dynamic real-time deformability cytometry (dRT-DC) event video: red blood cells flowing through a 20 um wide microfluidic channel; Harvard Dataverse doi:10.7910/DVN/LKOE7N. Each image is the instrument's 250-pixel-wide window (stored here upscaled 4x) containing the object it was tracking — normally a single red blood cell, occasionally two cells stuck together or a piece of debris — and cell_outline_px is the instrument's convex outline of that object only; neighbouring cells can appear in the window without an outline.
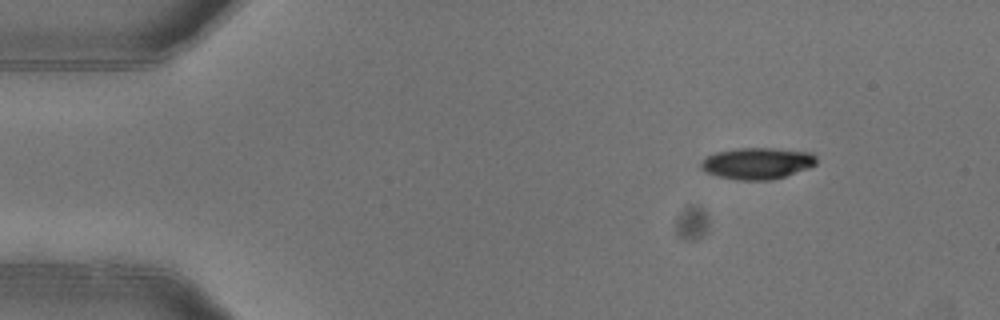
{"species": "common noctule bat (a hibernating species)", "species_latin": "Nyctalus noctula", "temperature_condition": "warm", "stored_images_in_passage": 3, "camera_frame_rate_fps": 3000, "um_per_image_px": 0.085, "animal": {"sex": "female"}, "frame": {"image": 1, "passage_image": 1, "time_ms": 0.0, "image_size_px": [1000, 320], "cell_outline_px": [[816, 164], [808, 168], [772, 180], [736, 180], [716, 176], [704, 172], [700, 168], [700, 160], [716, 152], [736, 148], [772, 148], [812, 152], [816, 156]], "centroid_in_image_um": [64.32, 13.88], "position_along_channel_um": 20.7, "area_um2": 21.39}}